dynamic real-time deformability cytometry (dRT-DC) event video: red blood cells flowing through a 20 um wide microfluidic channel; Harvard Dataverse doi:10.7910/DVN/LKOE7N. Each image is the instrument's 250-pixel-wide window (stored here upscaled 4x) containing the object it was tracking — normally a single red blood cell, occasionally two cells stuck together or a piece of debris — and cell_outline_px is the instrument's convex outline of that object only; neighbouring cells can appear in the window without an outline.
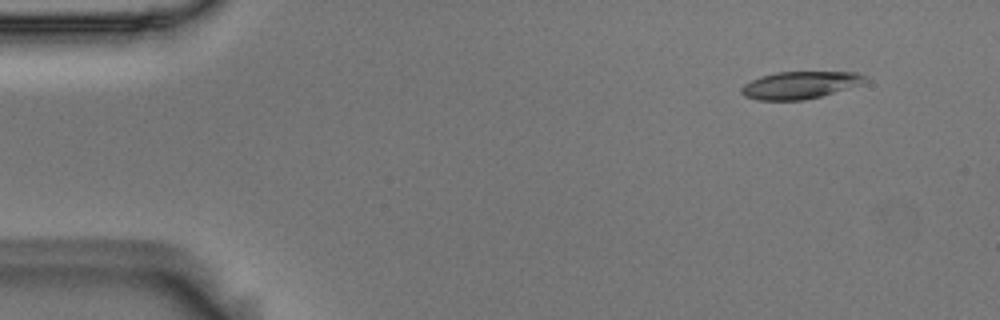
{"species": "Egyptian fruit bat (a non-hibernating species)", "species_latin": "Rousettus aegyptiacus", "temperature_condition": "room temperature", "stored_images_in_passage": 6, "segment_of_instrument_passage": [1, 2], "camera_frame_rate_fps": 3000, "um_per_image_px": 0.085, "animal": {"sex": "male"}, "frame": {"image": 1, "passage_image": 2, "time_ms": 0.333, "image_size_px": [1000, 320], "cell_outline_px": [[868, 80], [864, 84], [820, 96], [804, 100], [760, 100], [744, 96], [740, 92], [740, 88], [744, 84], [760, 76], [776, 72], [856, 72], [864, 76]], "centroid_in_image_um": [67.99, 7.23], "position_along_channel_um": 17.0, "area_um2": 19.71}}
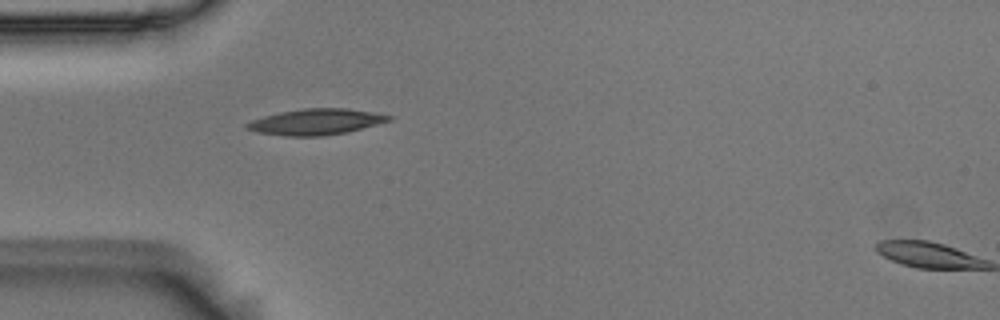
{"frame": {"image": 2, "passage_image": 5, "time_ms": 1.333, "image_size_px": [1000, 320], "cell_outline_px": [[392, 120], [348, 132], [324, 136], [288, 136], [256, 132], [244, 128], [244, 124], [252, 120], [264, 116], [280, 112], [304, 108], [348, 108], [372, 112], [392, 116]], "centroid_in_image_um": [26.84, 10.36], "position_along_channel_um": 58.2, "area_um2": 21.5}}